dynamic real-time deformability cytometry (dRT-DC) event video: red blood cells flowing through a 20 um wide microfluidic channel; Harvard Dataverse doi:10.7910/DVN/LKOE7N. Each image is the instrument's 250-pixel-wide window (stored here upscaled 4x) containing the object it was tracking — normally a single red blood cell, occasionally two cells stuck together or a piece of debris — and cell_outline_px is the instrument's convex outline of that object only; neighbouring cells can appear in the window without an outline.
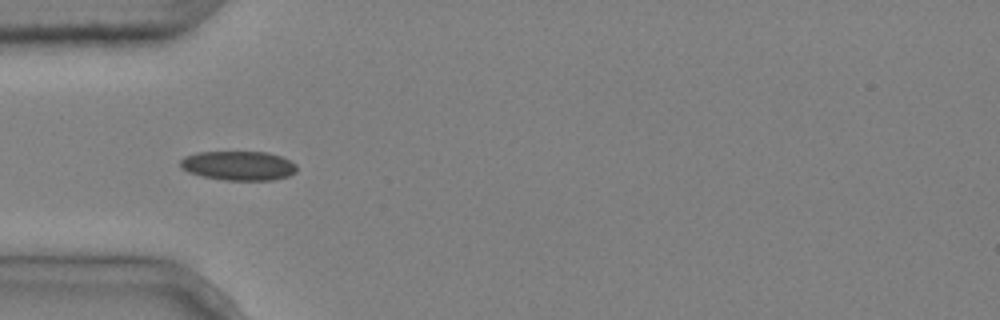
{"species": "common noctule bat (a hibernating species)", "species_latin": "Nyctalus noctula", "temperature_condition": "cold", "stored_images_in_passage": 13, "camera_frame_rate_fps": 3000, "um_per_image_px": 0.085, "animal": {"sex": "male", "body_mass_g": 20.4}, "frame": {"image": 1, "passage_image": 4, "time_ms": 1.0, "image_size_px": [1000, 320], "cell_outline_px": [[296, 172], [288, 176], [272, 180], [224, 180], [204, 176], [188, 172], [180, 168], [180, 160], [184, 156], [196, 152], [268, 152], [280, 156], [296, 164]], "centroid_in_image_um": [20.25, 14.08], "position_along_channel_um": 64.8, "area_um2": 19.88}}
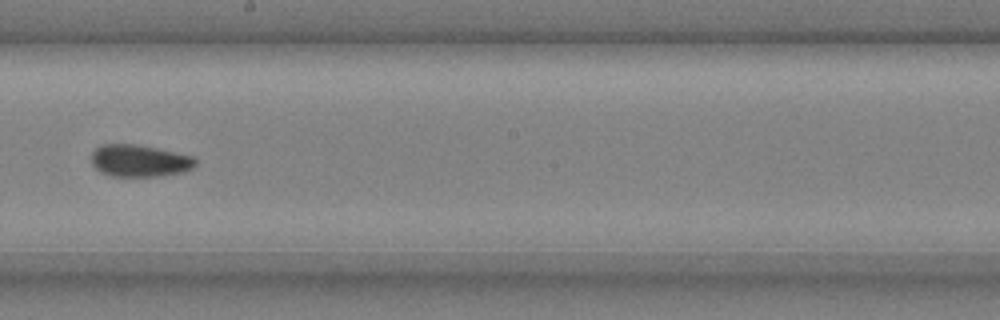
{"frame": {"image": 2, "passage_image": 8, "time_ms": 2.333, "image_size_px": [1000, 320], "cell_outline_px": [[196, 164], [192, 168], [184, 172], [160, 176], [108, 176], [100, 172], [92, 164], [92, 152], [96, 148], [104, 144], [136, 144], [196, 156]], "centroid_in_image_um": [11.88, 13.67], "position_along_channel_um": 236.3, "area_um2": 19.59}}
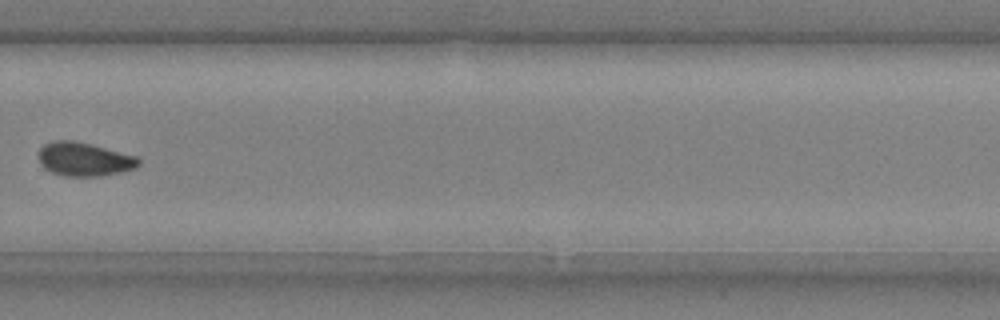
{"frame": {"image": 3, "passage_image": 10, "time_ms": 3.0, "image_size_px": [1000, 320], "cell_outline_px": [[140, 164], [136, 168], [120, 172], [100, 176], [64, 176], [52, 172], [44, 168], [40, 164], [36, 152], [44, 144], [52, 140], [72, 140], [92, 144], [140, 156]], "centroid_in_image_um": [7.16, 13.52], "position_along_channel_um": 322.6, "area_um2": 20.11}}